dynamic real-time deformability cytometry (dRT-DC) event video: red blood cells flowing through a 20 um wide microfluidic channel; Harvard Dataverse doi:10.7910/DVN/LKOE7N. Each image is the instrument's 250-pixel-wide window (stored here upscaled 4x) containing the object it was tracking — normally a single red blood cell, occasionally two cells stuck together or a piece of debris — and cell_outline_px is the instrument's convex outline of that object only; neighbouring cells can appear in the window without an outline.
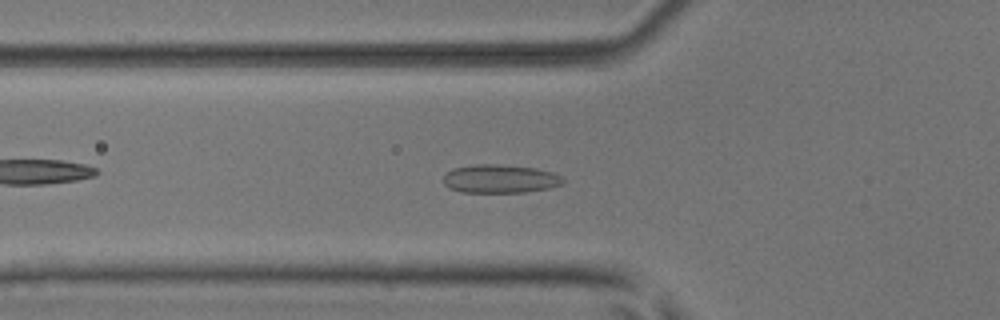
{"species": "common noctule bat (a hibernating species)", "species_latin": "Nyctalus noctula", "temperature_condition": "room temperature", "stored_images_in_passage": 52, "camera_frame_rate_fps": 3000, "um_per_image_px": 0.085, "animal": {"sex": "male", "body_mass_g": 17.9, "forearm_length_mm": 54.2}, "frame": {"image": 1, "passage_image": 18, "time_ms": 5.667, "image_size_px": [1000, 320], "cell_outline_px": [[564, 180], [560, 184], [548, 188], [524, 192], [460, 192], [448, 188], [444, 184], [444, 176], [452, 168], [476, 164], [496, 164], [536, 168], [552, 172], [560, 176]], "centroid_in_image_um": [42.46, 15.19], "position_along_channel_um": 83.3, "area_um2": 19.71}}
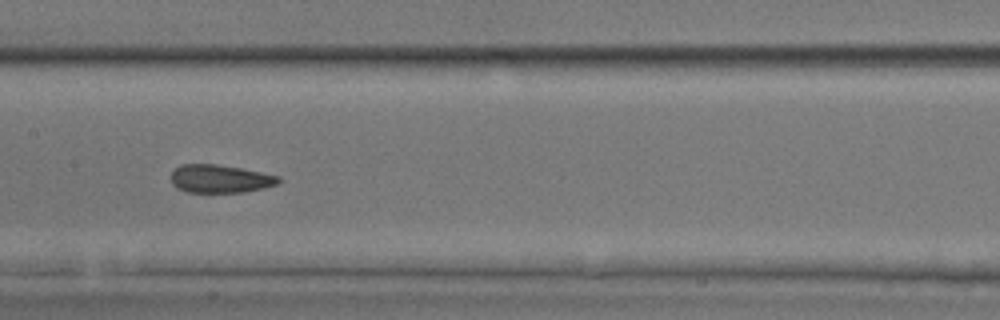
{"frame": {"image": 2, "passage_image": 26, "time_ms": 8.333, "image_size_px": [1000, 320], "cell_outline_px": [[280, 180], [276, 184], [264, 188], [244, 192], [188, 192], [176, 188], [172, 184], [172, 172], [180, 164], [216, 164], [240, 168], [280, 176]], "centroid_in_image_um": [18.69, 15.19], "position_along_channel_um": 188.7, "area_um2": 17.51}}
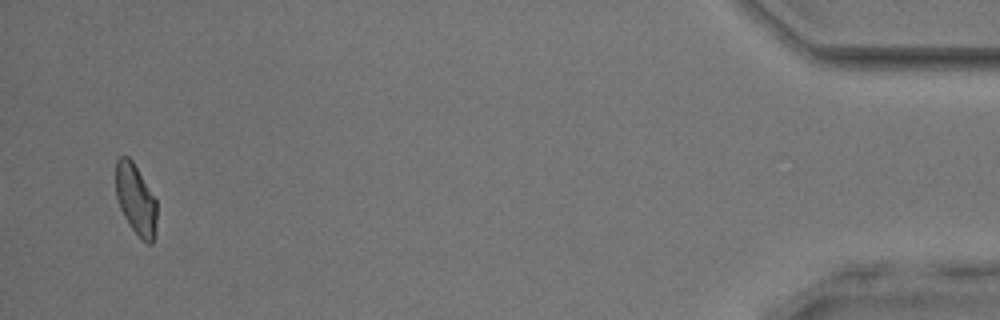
{"frame": {"image": 3, "passage_image": 50, "time_ms": 16.333, "image_size_px": [1000, 320], "cell_outline_px": [[156, 220], [152, 244], [148, 244], [132, 228], [124, 216], [120, 208], [116, 196], [116, 160], [120, 156], [128, 156], [132, 160], [156, 200]], "centroid_in_image_um": [11.52, 16.91], "position_along_channel_um": 423.7, "area_um2": 16.47}, "authors_computed_cell_mechanics": {"area_um2": 18.1492, "velocity_mm_per_s": 3.9536, "shape_relaxation_time_tau1_ms": null, "shape_relaxation_time_tau2_ms": 1.9341, "deformation_change_tau1": null, "deformation_change_tau2": 0.0639}}